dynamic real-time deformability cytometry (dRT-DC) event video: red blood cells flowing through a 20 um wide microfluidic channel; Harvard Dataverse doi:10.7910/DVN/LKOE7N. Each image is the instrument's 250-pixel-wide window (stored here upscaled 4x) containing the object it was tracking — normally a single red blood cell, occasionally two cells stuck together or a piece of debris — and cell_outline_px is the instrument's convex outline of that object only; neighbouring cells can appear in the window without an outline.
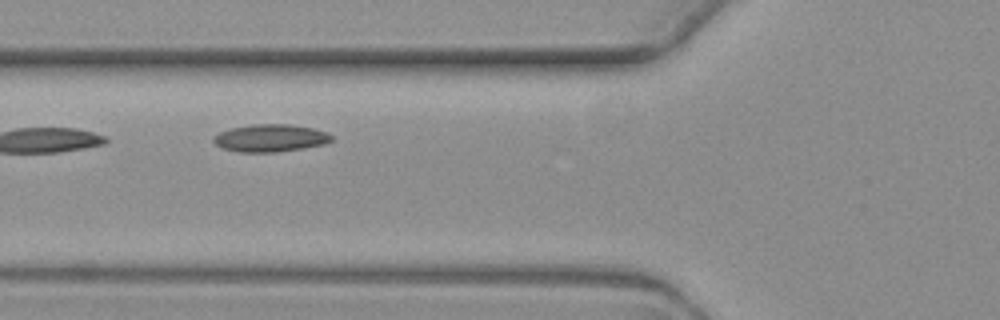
{"species": "common noctule bat (a hibernating species)", "species_latin": "Nyctalus noctula", "temperature_condition": "warm", "stored_images_in_passage": 5, "camera_frame_rate_fps": 3000, "um_per_image_px": 0.085, "animal": {"sex": "female", "body_mass_g": 19.3, "forearm_length_mm": 54.1}, "frame": {"image": 1, "passage_image": 2, "time_ms": 1.333, "image_size_px": [1000, 320], "cell_outline_px": [[332, 140], [324, 144], [304, 148], [276, 152], [240, 152], [224, 148], [216, 144], [212, 140], [212, 136], [220, 132], [232, 128], [252, 124], [288, 124], [312, 128], [324, 132], [332, 136]], "centroid_in_image_um": [22.96, 11.73], "position_along_channel_um": 102.8, "area_um2": 18.73}}
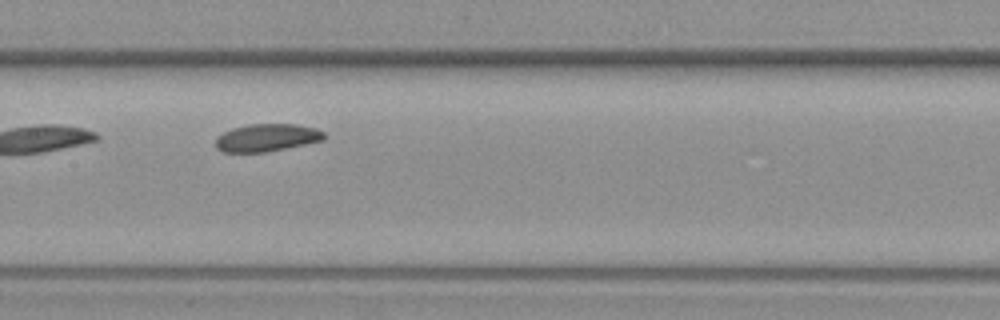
{"frame": {"image": 2, "passage_image": 4, "time_ms": 3.667, "image_size_px": [1000, 320], "cell_outline_px": [[328, 136], [324, 140], [264, 152], [224, 152], [216, 148], [216, 136], [232, 128], [248, 124], [296, 124], [316, 128], [324, 132]], "centroid_in_image_um": [22.69, 11.69], "position_along_channel_um": 184.7, "area_um2": 17.46}}
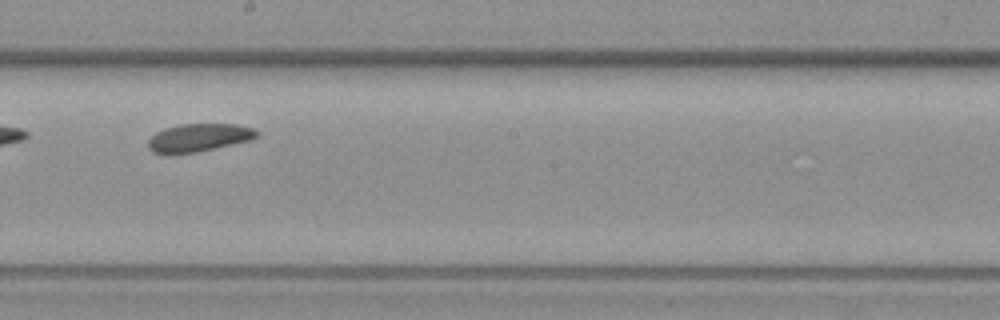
{"frame": {"image": 3, "passage_image": 5, "time_ms": 5.0, "image_size_px": [1000, 320], "cell_outline_px": [[260, 132], [256, 136], [248, 140], [196, 152], [152, 152], [148, 148], [148, 140], [156, 132], [164, 128], [180, 124], [236, 124], [252, 128]], "centroid_in_image_um": [16.88, 11.67], "position_along_channel_um": 231.3, "area_um2": 17.17}}